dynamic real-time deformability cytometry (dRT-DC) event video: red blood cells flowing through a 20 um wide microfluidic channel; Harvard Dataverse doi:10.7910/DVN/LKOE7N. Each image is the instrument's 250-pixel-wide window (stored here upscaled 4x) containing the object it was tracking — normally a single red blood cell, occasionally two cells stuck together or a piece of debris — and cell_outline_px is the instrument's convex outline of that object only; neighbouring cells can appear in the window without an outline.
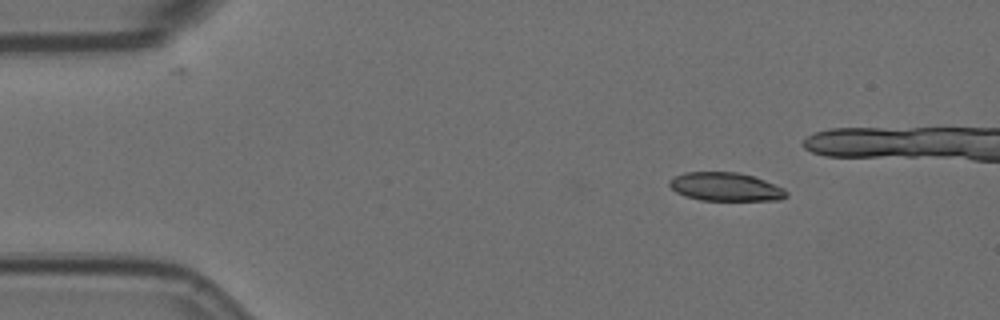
{"species": "Egyptian fruit bat (a non-hibernating species)", "species_latin": "Rousettus aegyptiacus", "temperature_condition": "room temperature", "stored_images_in_passage": 46, "camera_frame_rate_fps": 3000, "um_per_image_px": 0.085, "animal": {"sex": "female"}, "frame": {"image": 1, "passage_image": 8, "time_ms": 2.333, "image_size_px": [1000, 320], "cell_outline_px": [[788, 196], [780, 200], [700, 200], [684, 196], [676, 192], [668, 184], [668, 180], [684, 172], [740, 172], [764, 180], [784, 188], [788, 192]], "centroid_in_image_um": [61.67, 15.88], "position_along_channel_um": 23.3, "area_um2": 19.48}}
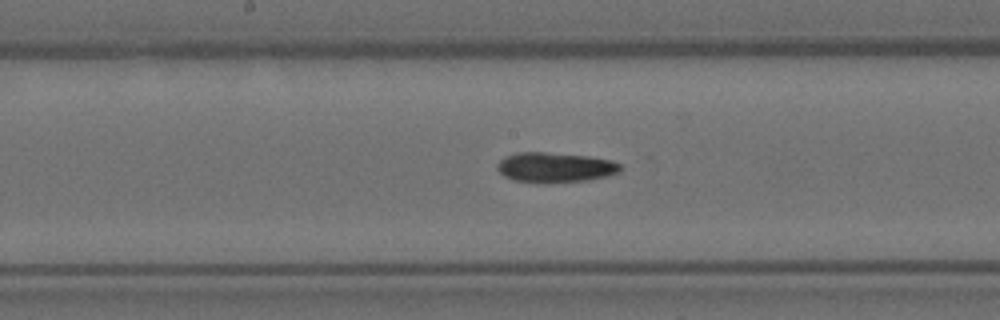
{"frame": {"image": 2, "passage_image": 29, "time_ms": 9.333, "image_size_px": [1000, 320], "cell_outline_px": [[620, 172], [608, 176], [588, 180], [548, 184], [512, 180], [504, 176], [496, 168], [496, 164], [504, 156], [516, 152], [544, 152], [588, 156], [612, 160], [620, 164]], "centroid_in_image_um": [47.15, 14.24], "position_along_channel_um": 201.0, "area_um2": 21.91}}
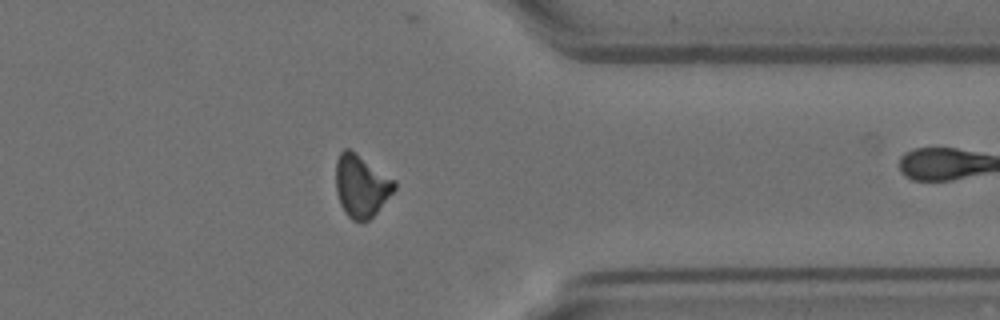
{"frame": {"image": 3, "passage_image": 45, "time_ms": 14.667, "image_size_px": [1000, 320], "cell_outline_px": [[396, 188], [376, 212], [368, 220], [360, 224], [352, 220], [344, 212], [340, 204], [336, 192], [336, 160], [340, 152], [344, 148], [348, 148], [396, 180]], "centroid_in_image_um": [30.69, 15.82], "position_along_channel_um": 380.7, "area_um2": 21.27}}